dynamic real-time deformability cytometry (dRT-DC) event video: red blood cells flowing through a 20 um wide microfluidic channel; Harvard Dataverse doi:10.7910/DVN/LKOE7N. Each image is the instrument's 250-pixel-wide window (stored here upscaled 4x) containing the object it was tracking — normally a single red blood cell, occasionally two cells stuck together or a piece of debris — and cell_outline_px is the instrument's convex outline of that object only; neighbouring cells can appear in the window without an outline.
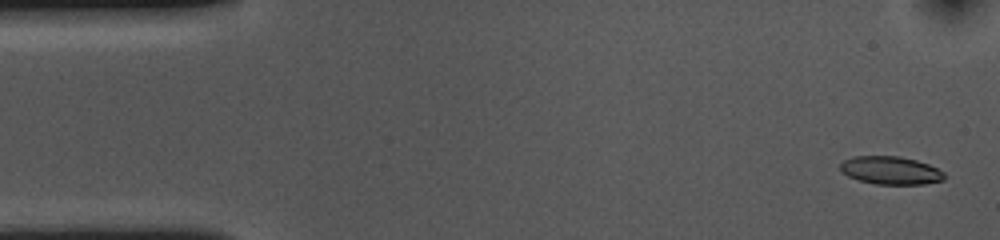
{"species": "common noctule bat (a hibernating species)", "species_latin": "Nyctalus noctula", "temperature_condition": "cold", "stored_images_in_passage": 54, "camera_frame_rate_fps": 3000, "um_per_image_px": 0.085, "animal": {"sex": "female", "body_mass_g": 10.0, "forearm_length_mm": 53.1}, "frame": {"image": 1, "passage_image": 2, "time_ms": 0.333, "image_size_px": [1000, 240], "cell_outline_px": [[944, 180], [924, 184], [876, 184], [860, 180], [848, 176], [840, 172], [840, 164], [844, 160], [852, 156], [900, 156], [916, 160], [928, 164], [944, 172]], "centroid_in_image_um": [75.68, 14.48], "position_along_channel_um": 9.3, "area_um2": 16.99}}
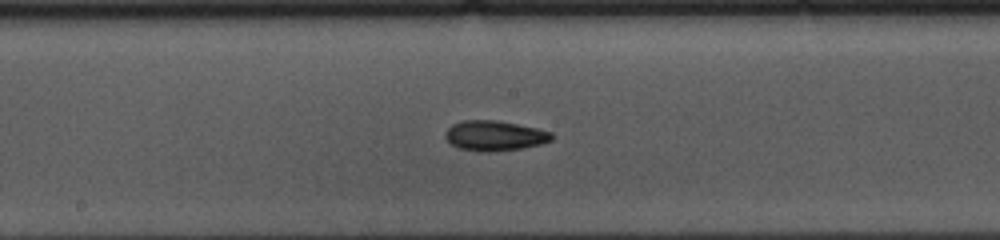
{"frame": {"image": 2, "passage_image": 27, "time_ms": 8.667, "image_size_px": [1000, 240], "cell_outline_px": [[552, 140], [540, 144], [520, 148], [492, 152], [488, 152], [460, 148], [452, 144], [444, 136], [444, 132], [452, 124], [460, 120], [496, 120], [536, 128], [552, 132]], "centroid_in_image_um": [42.02, 11.52], "position_along_channel_um": 206.2, "area_um2": 18.5}}
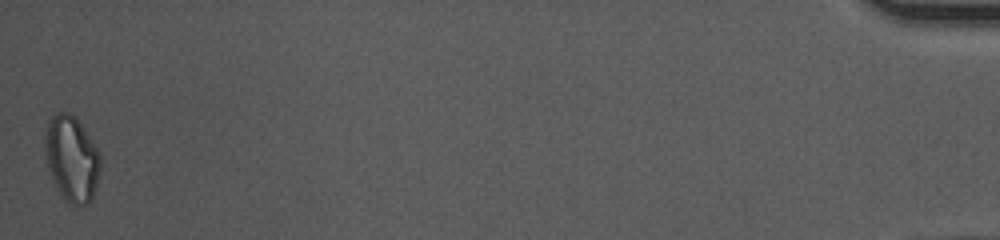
{"frame": {"image": 3, "passage_image": 54, "time_ms": 17.667, "image_size_px": [1000, 240], "cell_outline_px": [[100, 172], [92, 200], [88, 204], [72, 204], [60, 192], [48, 168], [44, 152], [44, 144], [48, 120], [56, 112], [68, 112], [80, 124], [96, 148], [100, 156]], "centroid_in_image_um": [6.09, 13.47], "position_along_channel_um": 429.1, "area_um2": 26.99}, "authors_computed_cell_mechanics": {"area_um2": 18.0625, "velocity_mm_per_s": 3.6031, "shape_relaxation_time_tau1_ms": 6.4753, "shape_relaxation_time_tau2_ms": 6.4495, "deformation_change_tau1": 0.1452, "deformation_change_tau2": 0.1331}}